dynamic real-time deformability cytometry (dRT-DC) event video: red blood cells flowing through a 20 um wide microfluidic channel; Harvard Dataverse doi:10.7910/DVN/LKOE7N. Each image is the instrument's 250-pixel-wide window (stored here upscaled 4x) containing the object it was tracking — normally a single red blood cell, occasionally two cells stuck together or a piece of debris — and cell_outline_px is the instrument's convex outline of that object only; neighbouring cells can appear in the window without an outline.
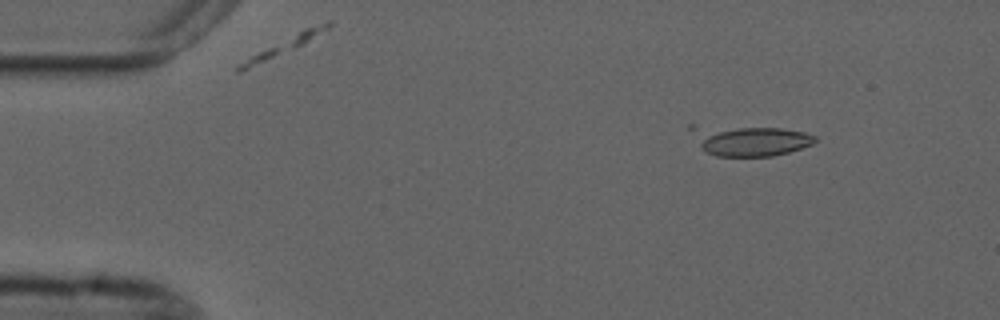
{"species": "common noctule bat (a hibernating species)", "species_latin": "Nyctalus noctula", "temperature_condition": "cold", "stored_images_in_passage": 8, "camera_frame_rate_fps": 3000, "um_per_image_px": 0.085, "animal": {"sex": "male", "forearm_length_mm": 52.5}, "frame": {"image": 1, "passage_image": 3, "time_ms": 2.333, "image_size_px": [1000, 320], "cell_outline_px": [[816, 140], [812, 144], [788, 152], [772, 156], [716, 156], [700, 148], [688, 128], [688, 124], [696, 124], [780, 128], [804, 132], [816, 136]], "centroid_in_image_um": [63.61, 11.91], "position_along_channel_um": 21.4, "area_um2": 22.43}}
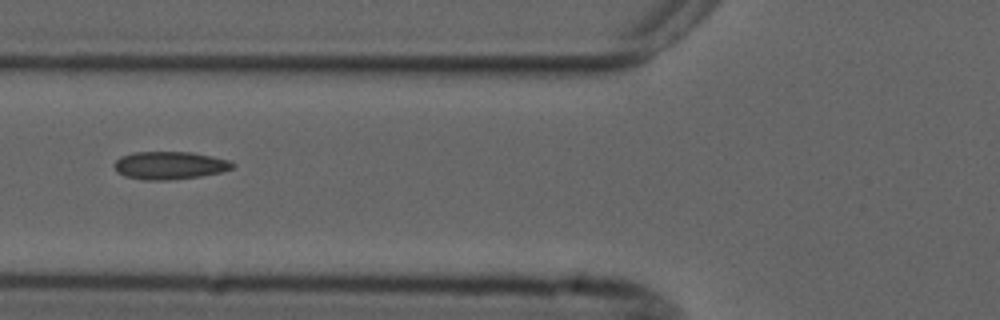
{"frame": {"image": 2, "passage_image": 7, "time_ms": 7.0, "image_size_px": [1000, 320], "cell_outline_px": [[236, 164], [232, 168], [220, 172], [200, 176], [172, 180], [144, 180], [124, 176], [116, 172], [112, 164], [120, 156], [132, 152], [192, 152], [212, 156], [228, 160]], "centroid_in_image_um": [14.37, 14.06], "position_along_channel_um": 111.4, "area_um2": 19.36}}
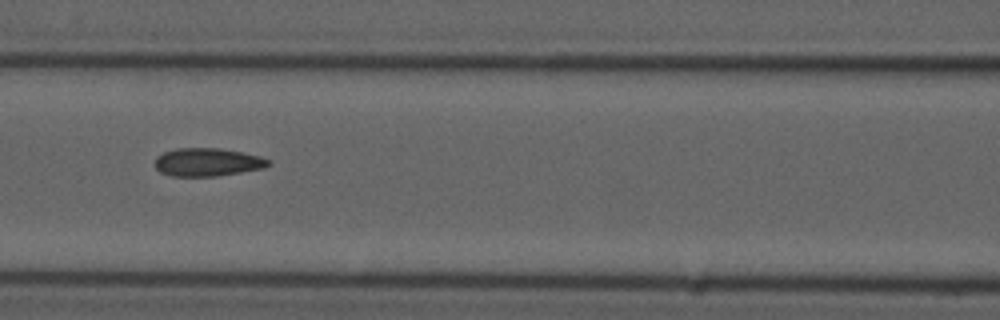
{"frame": {"image": 3, "passage_image": 8, "time_ms": 8.0, "image_size_px": [1000, 320], "cell_outline_px": [[272, 164], [264, 168], [216, 176], [172, 176], [160, 172], [156, 168], [156, 156], [164, 152], [176, 148], [220, 148], [260, 156], [272, 160]], "centroid_in_image_um": [17.66, 13.78], "position_along_channel_um": 148.9, "area_um2": 18.61}}